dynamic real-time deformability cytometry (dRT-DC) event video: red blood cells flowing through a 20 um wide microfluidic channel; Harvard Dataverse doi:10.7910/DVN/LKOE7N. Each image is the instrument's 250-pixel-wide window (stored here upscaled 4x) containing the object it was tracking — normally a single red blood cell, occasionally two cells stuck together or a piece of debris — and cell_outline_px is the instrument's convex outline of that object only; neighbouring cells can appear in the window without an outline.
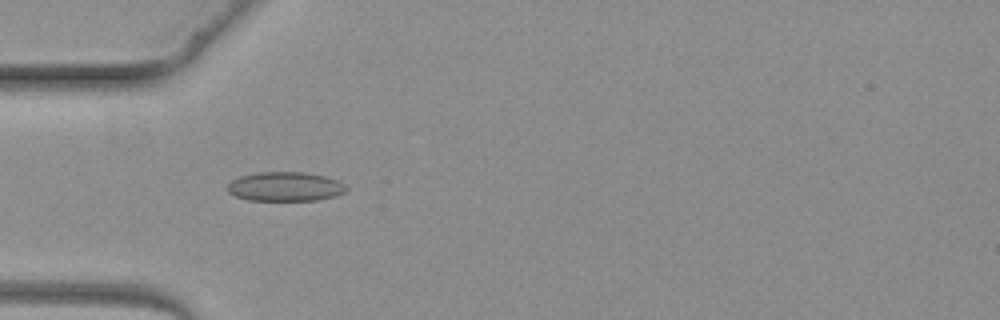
{"species": "common noctule bat (a hibernating species)", "species_latin": "Nyctalus noctula", "temperature_condition": "warm", "stored_images_in_passage": 2, "camera_frame_rate_fps": 3000, "um_per_image_px": 0.085, "animal": {"sex": "female", "body_mass_g": 19.3, "forearm_length_mm": 54.1}, "frame": {"image": 1, "passage_image": 1, "time_ms": 0.0, "image_size_px": [1000, 320], "cell_outline_px": [[348, 188], [344, 192], [336, 196], [316, 200], [248, 200], [236, 196], [228, 192], [228, 184], [232, 180], [240, 176], [256, 172], [304, 172], [324, 176], [336, 180], [344, 184]], "centroid_in_image_um": [24.23, 15.85], "position_along_channel_um": 60.8, "area_um2": 20.17}}
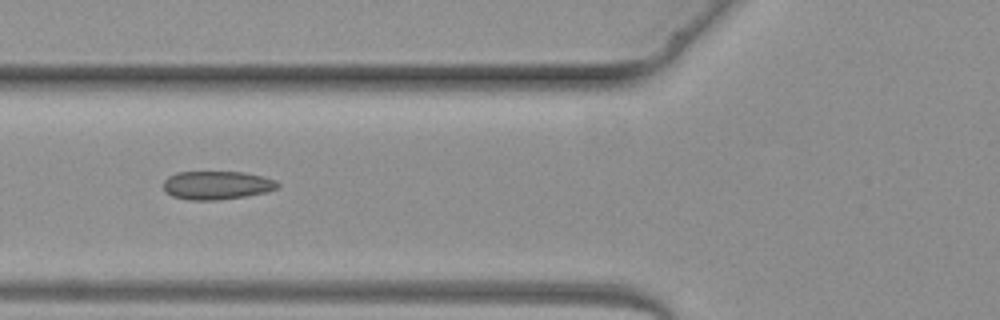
{"frame": {"image": 2, "passage_image": 2, "time_ms": 1.0, "image_size_px": [1000, 320], "cell_outline_px": [[280, 184], [276, 188], [268, 192], [244, 196], [216, 200], [188, 200], [172, 196], [164, 192], [164, 180], [168, 176], [176, 172], [244, 172], [264, 176], [276, 180]], "centroid_in_image_um": [18.42, 15.74], "position_along_channel_um": 107.4, "area_um2": 19.07}}